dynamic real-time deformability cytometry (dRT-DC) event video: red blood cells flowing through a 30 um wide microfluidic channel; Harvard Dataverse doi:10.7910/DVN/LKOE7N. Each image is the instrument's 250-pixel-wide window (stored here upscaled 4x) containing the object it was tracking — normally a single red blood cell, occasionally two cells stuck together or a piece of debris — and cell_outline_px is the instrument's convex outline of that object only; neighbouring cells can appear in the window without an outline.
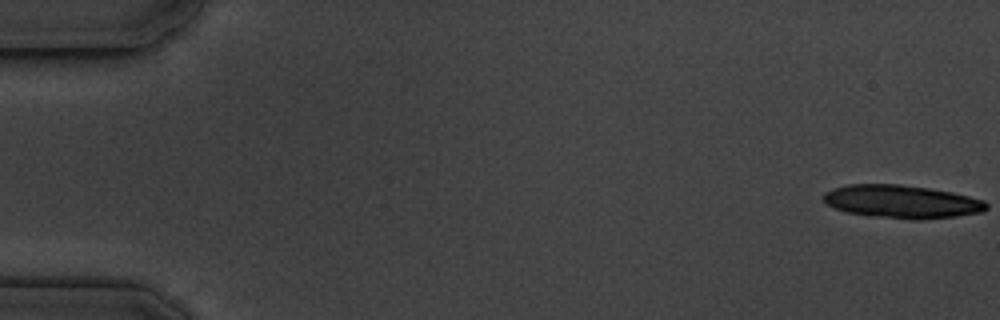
{"species": "common noctule bat (a hibernating species)", "species_latin": "Nyctalus noctula", "temperature_condition": "cold", "stored_images_in_passage": 16, "camera_frame_rate_fps": 3000, "um_per_image_px": 0.085, "animal": {"sex": "male", "body_mass_g": 19.5, "forearm_length_mm": 54.6}, "frame": {"image": 1, "passage_image": 1, "time_ms": 0.0, "image_size_px": [1000, 320], "cell_outline_px": [[984, 208], [972, 212], [944, 216], [896, 216], [856, 212], [840, 208], [832, 204], [824, 196], [840, 188], [864, 184], [884, 184], [920, 188], [944, 192], [976, 200], [984, 204]], "centroid_in_image_um": [76.59, 17.09], "position_along_channel_um": 8.4, "area_um2": 26.65}}